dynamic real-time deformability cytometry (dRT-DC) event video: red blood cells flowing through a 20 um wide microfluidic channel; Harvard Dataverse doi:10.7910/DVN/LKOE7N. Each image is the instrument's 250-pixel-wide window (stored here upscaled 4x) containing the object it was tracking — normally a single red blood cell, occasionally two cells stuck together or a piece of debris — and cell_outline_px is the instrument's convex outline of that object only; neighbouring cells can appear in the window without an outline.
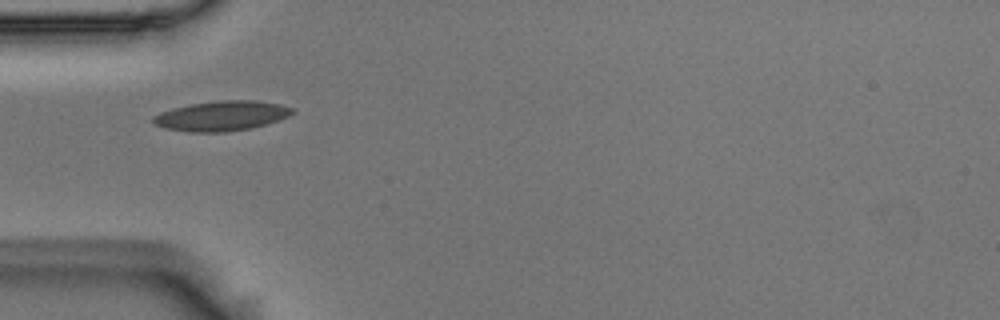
{"species": "Egyptian fruit bat (a non-hibernating species)", "species_latin": "Rousettus aegyptiacus", "temperature_condition": "room temperature", "stored_images_in_passage": 4, "camera_frame_rate_fps": 3000, "um_per_image_px": 0.085, "animal": {"sex": "male"}, "frame": {"image": 1, "passage_image": 1, "time_ms": 0.0, "image_size_px": [1000, 320], "cell_outline_px": [[296, 112], [288, 116], [264, 124], [248, 128], [224, 132], [192, 132], [164, 128], [152, 124], [152, 116], [160, 112], [172, 108], [192, 104], [220, 100], [256, 100], [280, 104], [292, 108]], "centroid_in_image_um": [18.79, 9.84], "position_along_channel_um": 66.2, "area_um2": 24.1}}
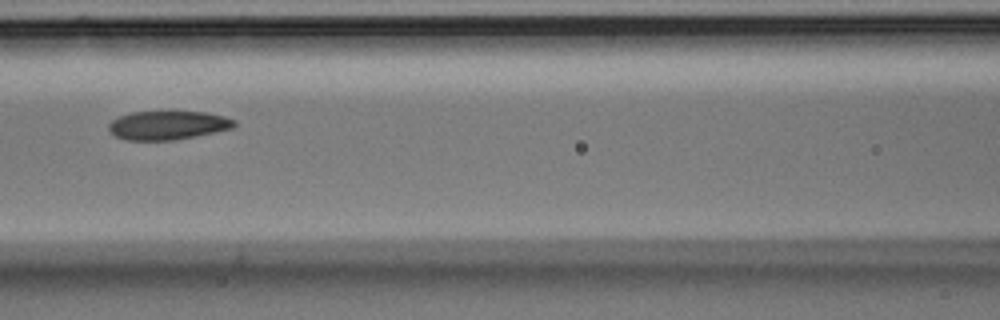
{"frame": {"image": 2, "passage_image": 3, "time_ms": 0.667, "image_size_px": [1000, 320], "cell_outline_px": [[236, 124], [232, 128], [196, 136], [176, 140], [124, 140], [116, 136], [108, 128], [108, 124], [112, 120], [120, 116], [132, 112], [204, 112], [224, 116], [236, 120]], "centroid_in_image_um": [14.27, 10.65], "position_along_channel_um": 152.3, "area_um2": 20.92}}
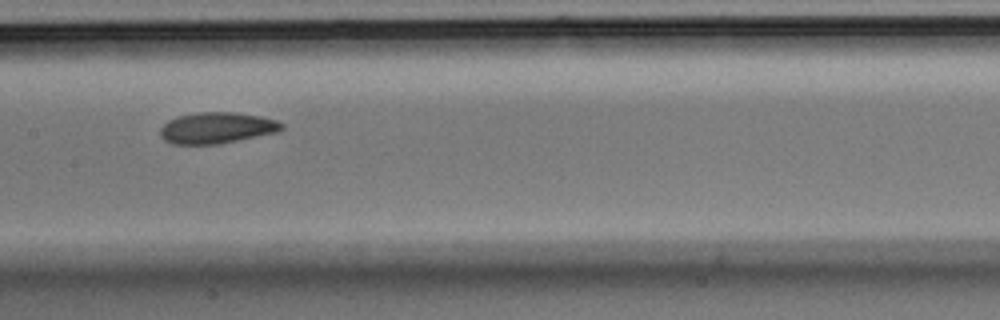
{"frame": {"image": 3, "passage_image": 4, "time_ms": 1.0, "image_size_px": [1000, 320], "cell_outline_px": [[284, 128], [276, 132], [220, 144], [172, 144], [164, 140], [160, 136], [160, 128], [168, 120], [176, 116], [196, 112], [236, 112], [260, 116], [276, 120], [284, 124]], "centroid_in_image_um": [18.4, 10.86], "position_along_channel_um": 189.0, "area_um2": 22.2}}